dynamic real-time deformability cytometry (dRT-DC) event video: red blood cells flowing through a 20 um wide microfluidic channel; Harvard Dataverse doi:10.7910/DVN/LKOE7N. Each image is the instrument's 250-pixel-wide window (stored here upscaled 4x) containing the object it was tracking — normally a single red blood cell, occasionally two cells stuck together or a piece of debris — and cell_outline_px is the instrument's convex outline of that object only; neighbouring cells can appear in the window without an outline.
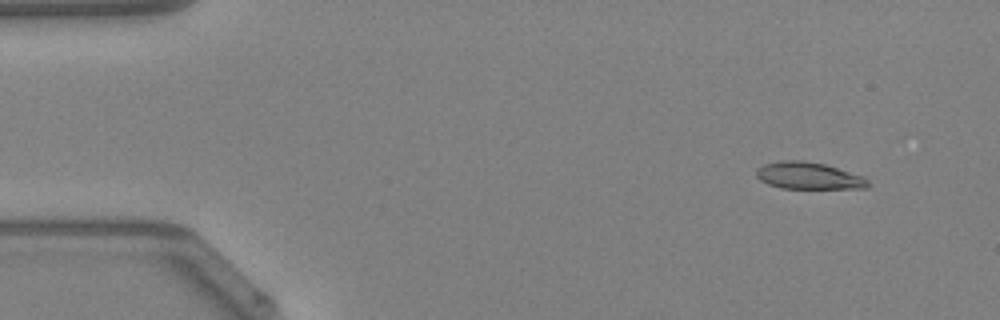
{"species": "Egyptian fruit bat (a non-hibernating species)", "species_latin": "Rousettus aegyptiacus", "temperature_condition": "warm", "stored_images_in_passage": 48, "camera_frame_rate_fps": 3000, "um_per_image_px": 0.085, "animal": {"sex": "female"}, "frame": {"image": 1, "passage_image": 4, "time_ms": 1.0, "image_size_px": [1000, 320], "cell_outline_px": [[868, 188], [780, 188], [768, 184], [760, 180], [756, 176], [756, 168], [764, 164], [780, 160], [800, 160], [824, 164], [860, 176], [868, 180]], "centroid_in_image_um": [68.65, 14.94], "position_along_channel_um": 16.4, "area_um2": 17.28}}
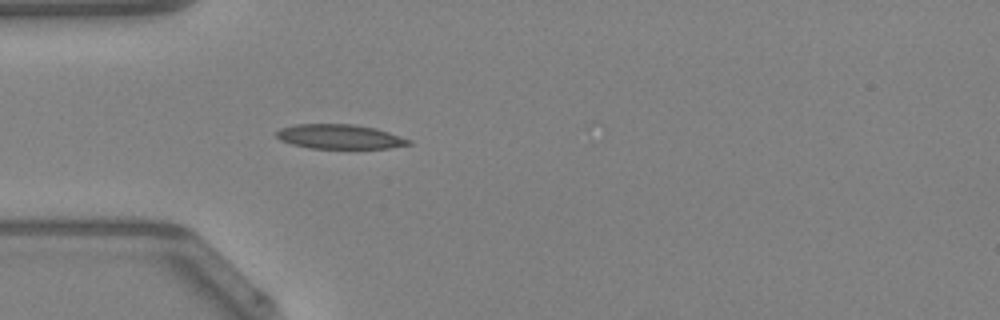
{"frame": {"image": 2, "passage_image": 14, "time_ms": 4.333, "image_size_px": [1000, 320], "cell_outline_px": [[412, 144], [388, 148], [312, 148], [292, 144], [280, 140], [276, 136], [276, 132], [280, 128], [296, 124], [352, 124], [376, 128], [412, 140]], "centroid_in_image_um": [28.87, 11.61], "position_along_channel_um": 56.1, "area_um2": 18.79}}
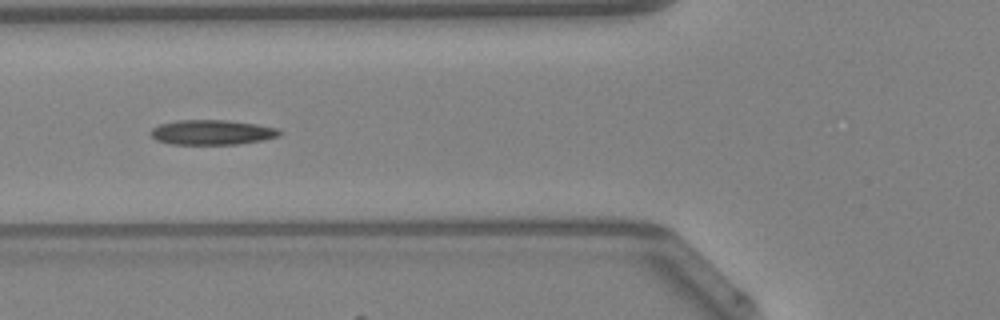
{"frame": {"image": 3, "passage_image": 18, "time_ms": 5.667, "image_size_px": [1000, 320], "cell_outline_px": [[280, 136], [260, 140], [236, 144], [172, 144], [156, 140], [148, 132], [152, 128], [160, 124], [176, 120], [224, 120], [256, 124], [276, 128], [280, 132]], "centroid_in_image_um": [17.96, 11.24], "position_along_channel_um": 107.8, "area_um2": 18.5}, "authors_computed_cell_mechanics": {"area_um2": 17.7735, "velocity_mm_per_s": 4.2518, "shape_relaxation_time_tau1_ms": null, "shape_relaxation_time_tau2_ms": 11.1581, "deformation_change_tau1": null, "deformation_change_tau2": 0.2126}}